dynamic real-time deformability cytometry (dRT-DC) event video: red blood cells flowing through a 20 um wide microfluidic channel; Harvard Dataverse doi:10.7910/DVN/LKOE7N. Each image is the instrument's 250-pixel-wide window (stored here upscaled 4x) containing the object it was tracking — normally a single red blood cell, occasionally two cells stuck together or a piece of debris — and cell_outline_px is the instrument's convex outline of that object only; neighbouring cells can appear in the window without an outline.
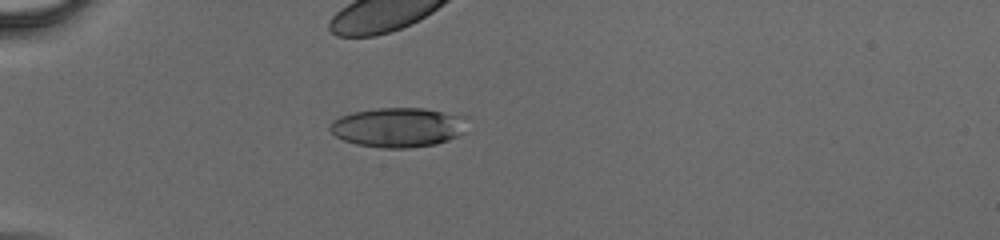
{"species": "human", "species_latin": "Homo sapiens", "temperature_condition": "cold", "stored_images_in_passage": 38, "camera_frame_rate_fps": 3000, "um_per_image_px": 0.085, "donor": {"sex": "male"}, "frame": {"image": 1, "passage_image": 6, "time_ms": 1.667, "image_size_px": [1000, 240], "cell_outline_px": [[468, 116], [460, 132], [456, 136], [448, 140], [436, 144], [408, 148], [384, 148], [356, 144], [344, 140], [336, 136], [328, 128], [328, 124], [332, 120], [340, 116], [352, 112], [376, 108], [424, 108]], "centroid_in_image_um": [33.79, 10.81], "position_along_channel_um": 51.2, "area_um2": 31.62}}